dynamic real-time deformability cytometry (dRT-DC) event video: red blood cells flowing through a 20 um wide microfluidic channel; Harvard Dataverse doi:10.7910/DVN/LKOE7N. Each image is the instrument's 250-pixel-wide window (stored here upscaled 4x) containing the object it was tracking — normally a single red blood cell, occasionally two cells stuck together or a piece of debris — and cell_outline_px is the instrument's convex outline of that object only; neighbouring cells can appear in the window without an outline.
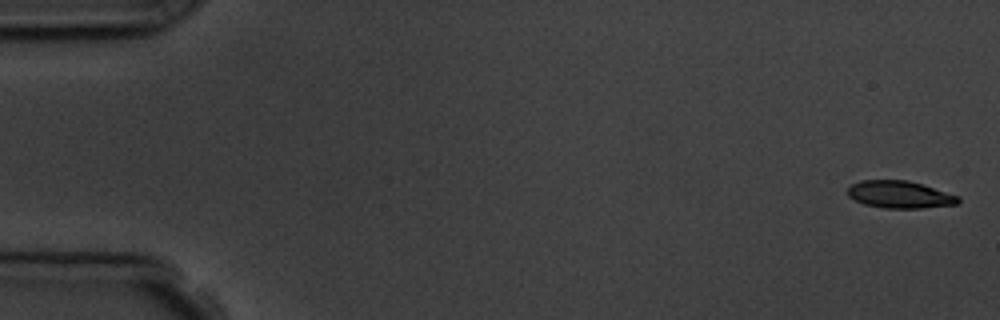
{"species": "common noctule bat (a hibernating species)", "species_latin": "Nyctalus noctula", "temperature_condition": "room temperature", "stored_images_in_passage": 6, "camera_frame_rate_fps": 3000, "um_per_image_px": 0.085, "animal": {"sex": "male", "body_mass_g": 19.5, "forearm_length_mm": 54.6}, "frame": {"image": 1, "passage_image": 1, "time_ms": 0.0, "image_size_px": [1000, 320], "cell_outline_px": [[960, 200], [956, 204], [924, 208], [884, 208], [864, 204], [848, 196], [848, 188], [852, 184], [860, 180], [908, 180], [960, 196]], "centroid_in_image_um": [76.48, 16.53], "position_along_channel_um": 8.5, "area_um2": 17.51}}
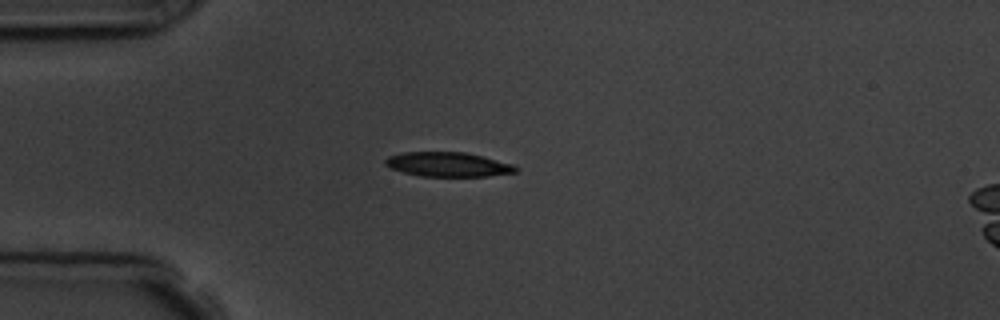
{"frame": {"image": 2, "passage_image": 4, "time_ms": 4.333, "image_size_px": [1000, 320], "cell_outline_px": [[516, 172], [488, 176], [420, 176], [388, 168], [384, 164], [384, 160], [388, 156], [404, 152], [464, 152], [516, 164]], "centroid_in_image_um": [38.06, 13.97], "position_along_channel_um": 46.9, "area_um2": 18.61}}